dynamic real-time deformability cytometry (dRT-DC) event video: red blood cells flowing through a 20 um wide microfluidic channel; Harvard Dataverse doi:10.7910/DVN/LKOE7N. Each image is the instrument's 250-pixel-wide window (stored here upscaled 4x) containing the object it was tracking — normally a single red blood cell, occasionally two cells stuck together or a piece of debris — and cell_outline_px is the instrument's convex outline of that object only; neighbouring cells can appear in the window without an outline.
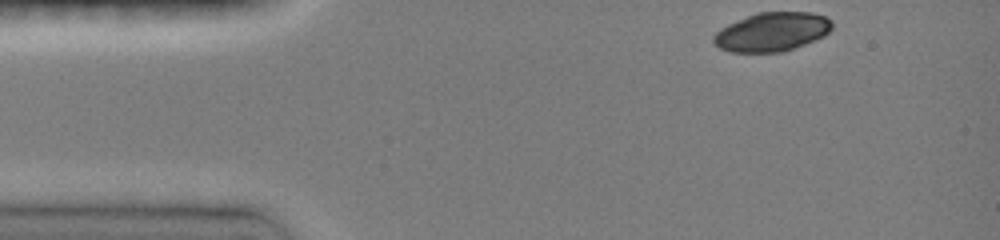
{"species": "common noctule bat (a hibernating species)", "species_latin": "Nyctalus noctula", "temperature_condition": "room temperature", "stored_images_in_passage": 17, "camera_frame_rate_fps": 3000, "um_per_image_px": 0.085, "animal": {"sex": "female", "body_mass_g": 19.0, "forearm_length_mm": 51.5}, "frame": {"image": 1, "passage_image": 1, "time_ms": 0.0, "image_size_px": [1000, 240], "cell_outline_px": [[832, 28], [824, 36], [816, 40], [784, 52], [732, 52], [720, 48], [712, 40], [712, 36], [720, 28], [728, 24], [756, 12], [812, 12], [824, 16], [832, 20]], "centroid_in_image_um": [65.63, 2.71], "position_along_channel_um": 19.4, "area_um2": 26.99}}
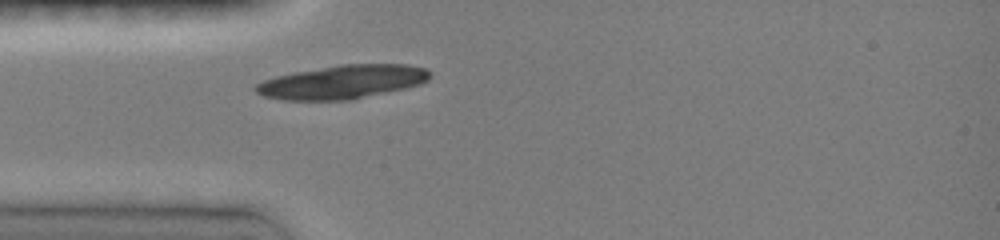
{"frame": {"image": 2, "passage_image": 14, "time_ms": 2.667, "image_size_px": [1000, 240], "cell_outline_px": [[428, 80], [420, 84], [404, 88], [352, 100], [284, 100], [264, 96], [256, 92], [252, 88], [256, 84], [264, 80], [276, 76], [296, 72], [340, 64], [408, 64], [424, 68], [428, 72]], "centroid_in_image_um": [29.07, 6.97], "position_along_channel_um": 55.9, "area_um2": 33.93}}